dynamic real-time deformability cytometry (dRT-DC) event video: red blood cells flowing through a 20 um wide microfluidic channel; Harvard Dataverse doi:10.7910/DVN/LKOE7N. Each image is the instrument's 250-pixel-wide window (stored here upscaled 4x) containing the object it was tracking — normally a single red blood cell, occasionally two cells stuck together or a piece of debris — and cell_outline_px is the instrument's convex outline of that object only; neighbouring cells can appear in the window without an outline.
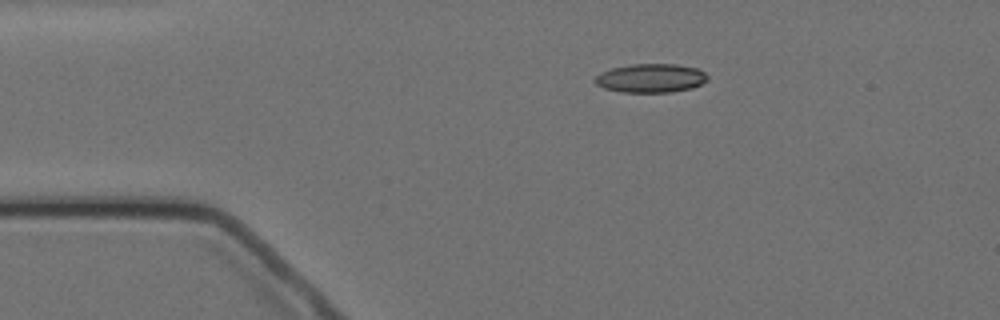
{"species": "Egyptian fruit bat (a non-hibernating species)", "species_latin": "Rousettus aegyptiacus", "temperature_condition": "cold", "stored_images_in_passage": 2, "camera_frame_rate_fps": 3000, "um_per_image_px": 0.085, "animal": {"sex": "female"}, "frame": {"image": 1, "passage_image": 1, "time_ms": 0.0, "image_size_px": [1000, 320], "cell_outline_px": [[708, 80], [692, 88], [672, 92], [620, 92], [604, 88], [596, 84], [592, 80], [600, 72], [612, 68], [632, 64], [676, 64], [696, 68], [704, 72], [708, 76]], "centroid_in_image_um": [55.3, 6.64], "position_along_channel_um": 29.7, "area_um2": 18.96}}